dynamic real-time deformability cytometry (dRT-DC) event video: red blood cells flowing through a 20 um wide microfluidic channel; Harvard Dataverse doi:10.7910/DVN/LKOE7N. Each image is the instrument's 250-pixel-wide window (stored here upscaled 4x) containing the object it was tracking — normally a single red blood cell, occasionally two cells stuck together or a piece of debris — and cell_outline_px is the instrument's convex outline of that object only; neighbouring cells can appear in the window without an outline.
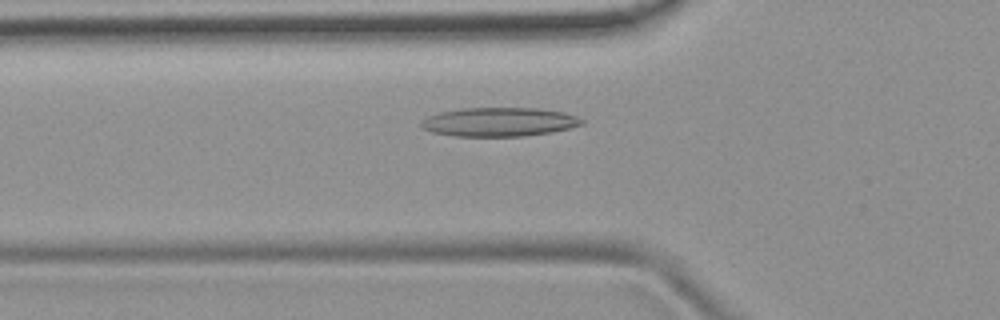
{"species": "common noctule bat (a hibernating species)", "species_latin": "Nyctalus noctula", "temperature_condition": "room temperature", "stored_images_in_passage": 29, "camera_frame_rate_fps": 3000, "um_per_image_px": 0.085, "animal": {"sex": "female", "body_mass_g": 19.9}, "frame": {"image": 1, "passage_image": 2, "time_ms": 0.333, "image_size_px": [1000, 320], "cell_outline_px": [[584, 124], [552, 132], [524, 136], [452, 136], [432, 132], [424, 128], [420, 124], [420, 120], [428, 116], [440, 112], [464, 108], [540, 108], [564, 112], [576, 116], [584, 120]], "centroid_in_image_um": [42.43, 10.36], "position_along_channel_um": 83.4, "area_um2": 27.11}}
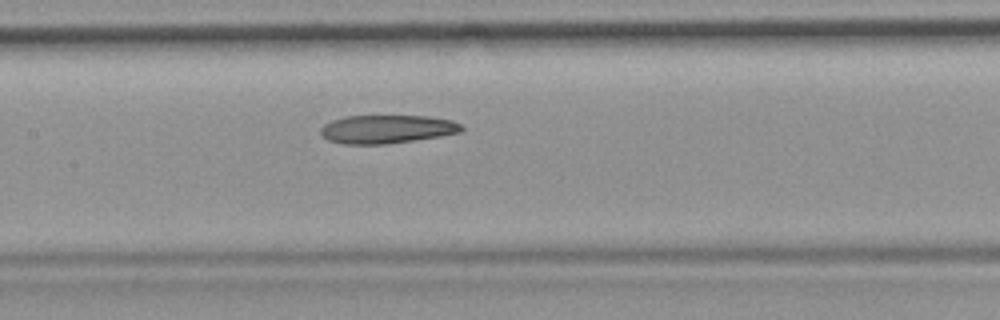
{"frame": {"image": 2, "passage_image": 9, "time_ms": 2.667, "image_size_px": [1000, 320], "cell_outline_px": [[464, 128], [460, 132], [412, 140], [384, 144], [344, 144], [328, 140], [320, 132], [320, 128], [324, 124], [332, 120], [344, 116], [428, 116], [452, 120], [460, 124]], "centroid_in_image_um": [32.85, 10.97], "position_along_channel_um": 174.6, "area_um2": 23.06}}
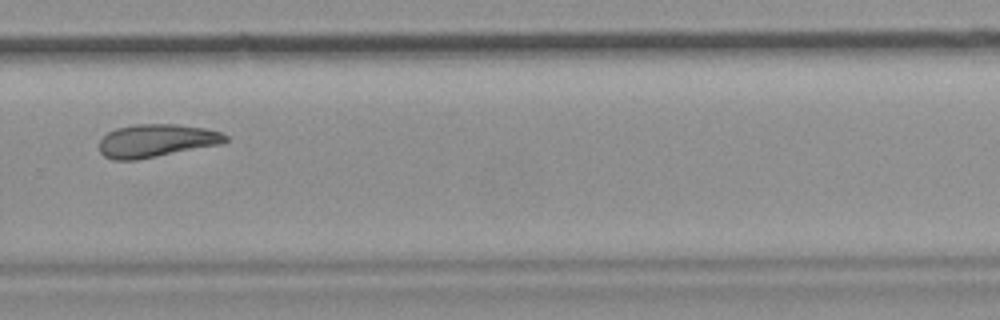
{"frame": {"image": 3, "passage_image": 20, "time_ms": 6.333, "image_size_px": [1000, 320], "cell_outline_px": [[228, 140], [224, 144], [136, 160], [112, 160], [104, 156], [100, 152], [100, 140], [108, 132], [116, 128], [136, 124], [176, 124], [204, 128], [220, 132], [228, 136]], "centroid_in_image_um": [13.31, 11.96], "position_along_channel_um": 316.5, "area_um2": 24.39}, "authors_computed_cell_mechanics": {"area_um2": 24.2182, "velocity_mm_per_s": 3.8898, "shape_relaxation_time_tau1_ms": null, "shape_relaxation_time_tau2_ms": 7.7015, "deformation_change_tau1": null, "deformation_change_tau2": 0.1752}}